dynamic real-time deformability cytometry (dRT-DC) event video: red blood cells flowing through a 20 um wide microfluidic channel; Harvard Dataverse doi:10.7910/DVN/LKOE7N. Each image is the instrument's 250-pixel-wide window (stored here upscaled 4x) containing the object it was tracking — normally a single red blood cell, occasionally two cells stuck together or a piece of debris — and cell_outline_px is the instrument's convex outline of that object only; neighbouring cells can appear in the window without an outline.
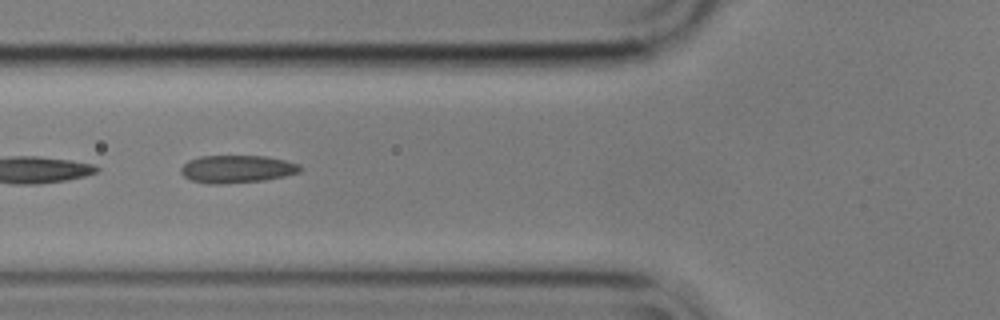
{"species": "common noctule bat (a hibernating species)", "species_latin": "Nyctalus noctula", "temperature_condition": "cold", "stored_images_in_passage": 41, "camera_frame_rate_fps": 3000, "um_per_image_px": 0.085, "animal": {"sex": "male", "body_mass_g": 17.9}, "frame": {"image": 1, "passage_image": 20, "time_ms": 6.333, "image_size_px": [1000, 320], "cell_outline_px": [[304, 168], [300, 172], [284, 176], [264, 180], [224, 184], [208, 184], [192, 180], [184, 176], [180, 172], [180, 168], [188, 160], [200, 156], [264, 156], [284, 160], [300, 164]], "centroid_in_image_um": [20.14, 14.37], "position_along_channel_um": 105.7, "area_um2": 19.31}}